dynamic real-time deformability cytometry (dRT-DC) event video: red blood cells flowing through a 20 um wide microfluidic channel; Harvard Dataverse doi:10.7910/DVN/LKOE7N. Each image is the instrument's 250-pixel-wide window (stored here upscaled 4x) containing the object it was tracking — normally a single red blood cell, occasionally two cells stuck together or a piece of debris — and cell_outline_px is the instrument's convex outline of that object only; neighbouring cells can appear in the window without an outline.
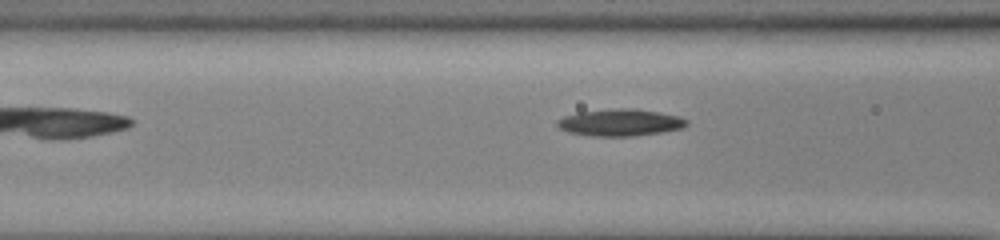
{"species": "common noctule bat (a hibernating species)", "species_latin": "Nyctalus noctula", "temperature_condition": "cold", "stored_images_in_passage": 6, "camera_frame_rate_fps": 3000, "um_per_image_px": 0.085, "animal": {"sex": "male", "body_mass_g": 13.0, "forearm_length_mm": 53.1}, "frame": {"image": 1, "passage_image": 4, "time_ms": 1.0, "image_size_px": [1000, 240], "cell_outline_px": [[688, 124], [684, 128], [660, 132], [632, 136], [588, 136], [568, 132], [560, 128], [556, 124], [556, 120], [564, 116], [576, 112], [620, 108], [632, 108], [680, 116], [688, 120]], "centroid_in_image_um": [52.69, 10.41], "position_along_channel_um": 113.9, "area_um2": 20.35}}